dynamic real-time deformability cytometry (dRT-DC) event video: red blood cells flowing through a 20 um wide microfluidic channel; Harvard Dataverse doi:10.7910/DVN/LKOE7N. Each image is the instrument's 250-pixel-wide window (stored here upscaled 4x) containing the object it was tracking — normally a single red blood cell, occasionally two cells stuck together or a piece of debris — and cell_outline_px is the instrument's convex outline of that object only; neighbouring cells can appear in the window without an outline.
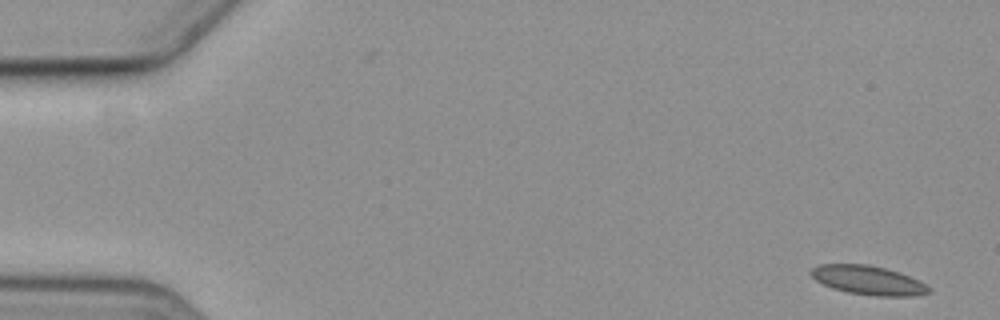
{"species": "common noctule bat (a hibernating species)", "species_latin": "Nyctalus noctula", "temperature_condition": "cold", "stored_images_in_passage": 9, "camera_frame_rate_fps": 3000, "um_per_image_px": 0.085, "animal": {"sex": "female", "body_mass_g": 19.3, "forearm_length_mm": 54.1}, "frame": {"image": 1, "passage_image": 1, "time_ms": 0.0, "image_size_px": [1000, 320], "cell_outline_px": [[932, 292], [912, 296], [872, 296], [848, 292], [832, 288], [816, 280], [808, 272], [812, 268], [820, 264], [868, 264], [900, 272], [920, 280], [932, 288]], "centroid_in_image_um": [73.83, 23.82], "position_along_channel_um": 11.2, "area_um2": 20.11}}
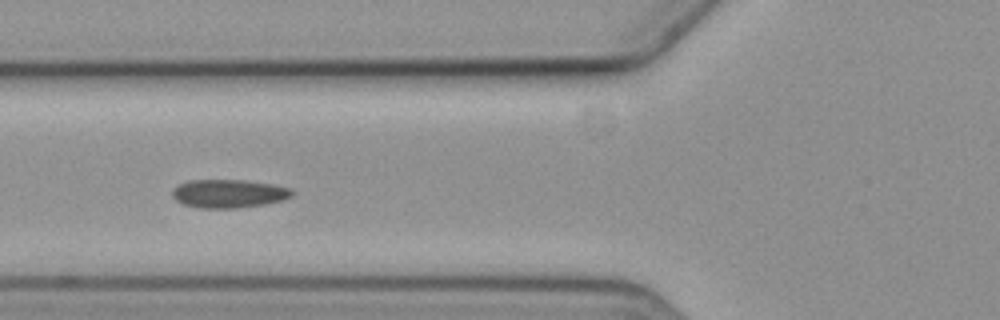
{"frame": {"image": 2, "passage_image": 6, "time_ms": 6.667, "image_size_px": [1000, 320], "cell_outline_px": [[296, 192], [292, 196], [284, 200], [264, 204], [236, 208], [196, 208], [184, 204], [176, 200], [172, 196], [172, 188], [188, 180], [244, 180], [272, 184], [292, 188]], "centroid_in_image_um": [19.46, 16.45], "position_along_channel_um": 106.3, "area_um2": 20.0}}
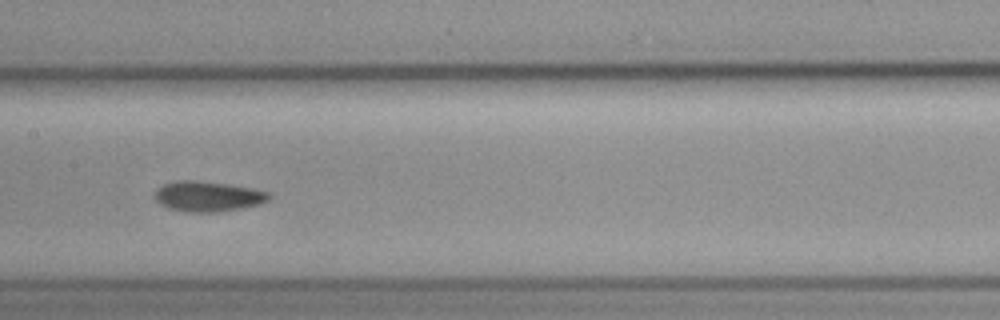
{"frame": {"image": 3, "passage_image": 8, "time_ms": 9.0, "image_size_px": [1000, 320], "cell_outline_px": [[272, 196], [268, 200], [260, 204], [240, 208], [216, 212], [184, 212], [168, 208], [160, 204], [156, 200], [156, 188], [164, 184], [176, 180], [200, 180], [228, 184], [252, 188], [268, 192]], "centroid_in_image_um": [17.66, 16.68], "position_along_channel_um": 189.7, "area_um2": 20.23}}